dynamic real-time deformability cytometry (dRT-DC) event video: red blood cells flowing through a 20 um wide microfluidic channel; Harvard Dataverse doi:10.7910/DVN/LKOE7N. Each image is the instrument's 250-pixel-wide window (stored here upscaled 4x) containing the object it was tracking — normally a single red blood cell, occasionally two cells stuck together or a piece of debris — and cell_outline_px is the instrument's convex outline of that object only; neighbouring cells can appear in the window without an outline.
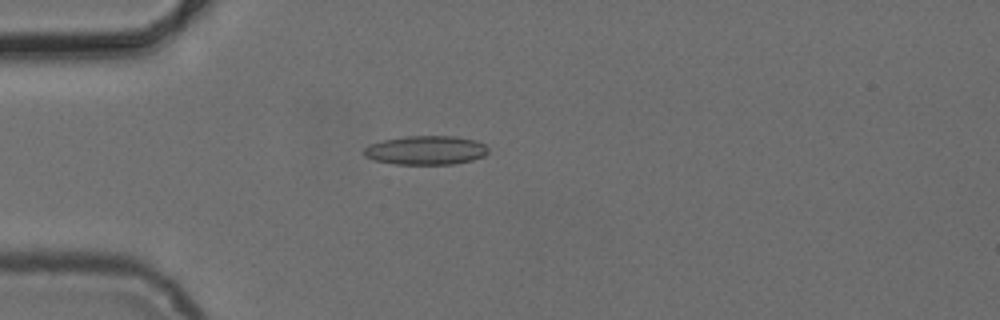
{"species": "common noctule bat (a hibernating species)", "species_latin": "Nyctalus noctula", "temperature_condition": "cold", "stored_images_in_passage": 4, "camera_frame_rate_fps": 3000, "um_per_image_px": 0.085, "animal": {"sex": "female", "body_mass_g": 24.6, "forearm_length_mm": 56.2}, "frame": {"image": 1, "passage_image": 4, "time_ms": 3.333, "image_size_px": [1000, 320], "cell_outline_px": [[488, 152], [484, 156], [472, 160], [456, 164], [396, 164], [372, 160], [364, 156], [360, 152], [368, 144], [384, 140], [408, 136], [452, 136], [476, 140], [484, 144], [488, 148]], "centroid_in_image_um": [36.16, 12.77], "position_along_channel_um": 48.8, "area_um2": 21.15}}